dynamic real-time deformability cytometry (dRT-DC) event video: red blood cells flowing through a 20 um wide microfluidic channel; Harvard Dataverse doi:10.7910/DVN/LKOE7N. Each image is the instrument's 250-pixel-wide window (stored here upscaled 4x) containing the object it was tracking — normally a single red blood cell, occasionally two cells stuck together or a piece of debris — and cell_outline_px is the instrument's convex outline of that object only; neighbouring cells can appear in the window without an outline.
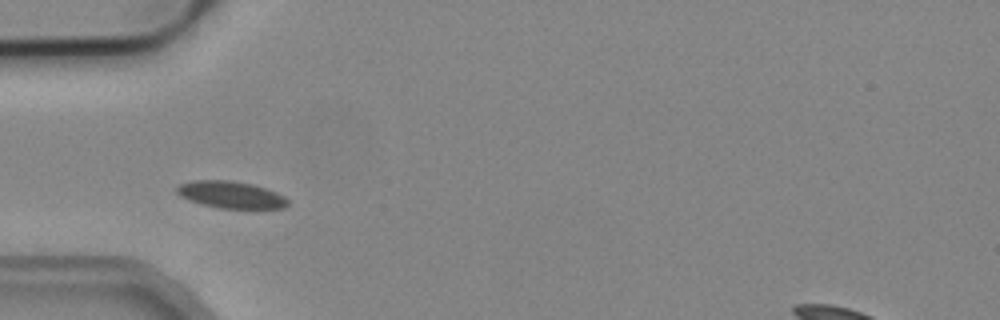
{"species": "common noctule bat (a hibernating species)", "species_latin": "Nyctalus noctula", "temperature_condition": "cold", "stored_images_in_passage": 4, "camera_frame_rate_fps": 3000, "um_per_image_px": 0.085, "animal": {"sex": "male", "body_mass_g": 19.2, "forearm_length_mm": 51.8}, "frame": {"image": 1, "passage_image": 2, "time_ms": 0.333, "image_size_px": [1000, 320], "cell_outline_px": [[288, 204], [284, 208], [220, 208], [200, 204], [188, 200], [180, 196], [176, 192], [176, 188], [180, 184], [192, 180], [228, 180], [252, 184], [276, 192], [284, 196], [288, 200]], "centroid_in_image_um": [19.59, 16.55], "position_along_channel_um": 65.4, "area_um2": 17.4}}